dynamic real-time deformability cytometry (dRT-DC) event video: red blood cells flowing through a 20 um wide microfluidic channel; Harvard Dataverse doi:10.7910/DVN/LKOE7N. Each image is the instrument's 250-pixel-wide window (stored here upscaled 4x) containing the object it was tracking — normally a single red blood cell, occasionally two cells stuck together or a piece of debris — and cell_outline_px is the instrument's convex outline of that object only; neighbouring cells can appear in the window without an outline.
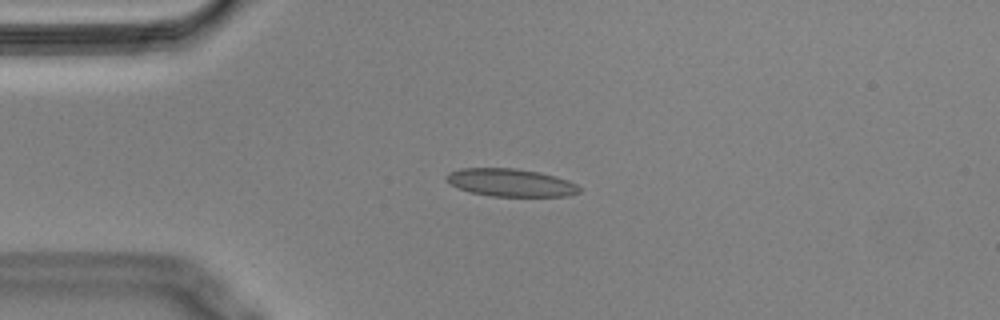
{"species": "Egyptian fruit bat (a non-hibernating species)", "species_latin": "Rousettus aegyptiacus", "temperature_condition": "cold", "stored_images_in_passage": 48, "camera_frame_rate_fps": 3000, "um_per_image_px": 0.085, "animal": {"sex": "male"}, "frame": {"image": 1, "passage_image": 6, "time_ms": 1.667, "image_size_px": [1000, 320], "cell_outline_px": [[580, 192], [568, 196], [492, 196], [468, 192], [452, 184], [444, 176], [448, 172], [460, 168], [516, 168], [540, 172], [556, 176], [568, 180], [576, 184], [580, 188]], "centroid_in_image_um": [43.41, 15.51], "position_along_channel_um": 41.6, "area_um2": 21.56}}
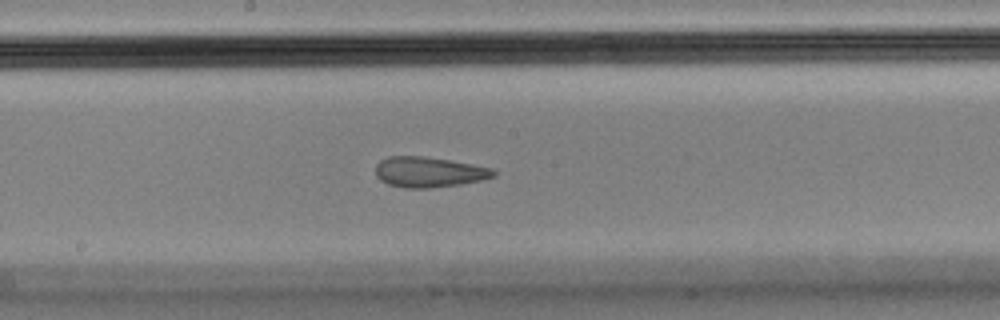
{"frame": {"image": 2, "passage_image": 22, "time_ms": 7.0, "image_size_px": [1000, 320], "cell_outline_px": [[496, 176], [480, 180], [460, 184], [428, 188], [404, 188], [388, 184], [380, 180], [376, 176], [376, 164], [380, 160], [388, 156], [424, 156], [472, 164], [492, 168], [496, 172]], "centroid_in_image_um": [36.43, 14.62], "position_along_channel_um": 211.8, "area_um2": 20.87}}
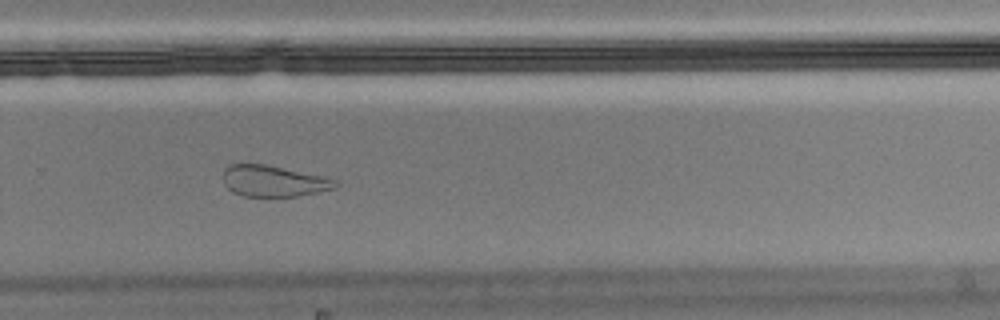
{"frame": {"image": 3, "passage_image": 30, "time_ms": 9.667, "image_size_px": [1000, 320], "cell_outline_px": [[340, 184], [336, 188], [296, 196], [244, 196], [232, 192], [224, 184], [224, 168], [228, 164], [264, 164], [324, 176], [336, 180]], "centroid_in_image_um": [23.25, 15.38], "position_along_channel_um": 306.5, "area_um2": 20.35}, "authors_computed_cell_mechanics": {"area_um2": 21.7039, "velocity_mm_per_s": 3.5745, "shape_relaxation_time_tau1_ms": null, "shape_relaxation_time_tau2_ms": 1.2559, "deformation_change_tau1": null, "deformation_change_tau2": 0.0652}}